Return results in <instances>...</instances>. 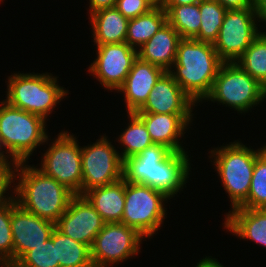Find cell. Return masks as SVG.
<instances>
[{"mask_svg": "<svg viewBox=\"0 0 266 267\" xmlns=\"http://www.w3.org/2000/svg\"><path fill=\"white\" fill-rule=\"evenodd\" d=\"M239 140L210 149V155L221 185L228 194L231 210L239 208L248 198L256 157L266 148L254 150ZM213 160V161H212Z\"/></svg>", "mask_w": 266, "mask_h": 267, "instance_id": "4", "label": "cell"}, {"mask_svg": "<svg viewBox=\"0 0 266 267\" xmlns=\"http://www.w3.org/2000/svg\"><path fill=\"white\" fill-rule=\"evenodd\" d=\"M19 162L15 173V200L23 209L56 223L74 194L38 166ZM27 164V165H26Z\"/></svg>", "mask_w": 266, "mask_h": 267, "instance_id": "3", "label": "cell"}, {"mask_svg": "<svg viewBox=\"0 0 266 267\" xmlns=\"http://www.w3.org/2000/svg\"><path fill=\"white\" fill-rule=\"evenodd\" d=\"M266 100V88L245 72L236 62H223L210 94L203 102L231 107L245 114Z\"/></svg>", "mask_w": 266, "mask_h": 267, "instance_id": "7", "label": "cell"}, {"mask_svg": "<svg viewBox=\"0 0 266 267\" xmlns=\"http://www.w3.org/2000/svg\"><path fill=\"white\" fill-rule=\"evenodd\" d=\"M129 122L121 134L117 137V142L122 147L119 155L122 161L136 156L141 153L145 148L151 146L153 143L149 132L146 129L144 122L134 113H127Z\"/></svg>", "mask_w": 266, "mask_h": 267, "instance_id": "25", "label": "cell"}, {"mask_svg": "<svg viewBox=\"0 0 266 267\" xmlns=\"http://www.w3.org/2000/svg\"><path fill=\"white\" fill-rule=\"evenodd\" d=\"M116 0H89V15L92 13L104 9V8H112L115 7Z\"/></svg>", "mask_w": 266, "mask_h": 267, "instance_id": "35", "label": "cell"}, {"mask_svg": "<svg viewBox=\"0 0 266 267\" xmlns=\"http://www.w3.org/2000/svg\"><path fill=\"white\" fill-rule=\"evenodd\" d=\"M148 1L153 7H163L165 0H146Z\"/></svg>", "mask_w": 266, "mask_h": 267, "instance_id": "41", "label": "cell"}, {"mask_svg": "<svg viewBox=\"0 0 266 267\" xmlns=\"http://www.w3.org/2000/svg\"><path fill=\"white\" fill-rule=\"evenodd\" d=\"M260 33L255 8L226 10L213 46L223 62H235Z\"/></svg>", "mask_w": 266, "mask_h": 267, "instance_id": "12", "label": "cell"}, {"mask_svg": "<svg viewBox=\"0 0 266 267\" xmlns=\"http://www.w3.org/2000/svg\"><path fill=\"white\" fill-rule=\"evenodd\" d=\"M226 10L255 8L254 0H215Z\"/></svg>", "mask_w": 266, "mask_h": 267, "instance_id": "34", "label": "cell"}, {"mask_svg": "<svg viewBox=\"0 0 266 267\" xmlns=\"http://www.w3.org/2000/svg\"><path fill=\"white\" fill-rule=\"evenodd\" d=\"M167 22L180 34L181 38L193 39L200 30L201 16L199 4L164 5Z\"/></svg>", "mask_w": 266, "mask_h": 267, "instance_id": "26", "label": "cell"}, {"mask_svg": "<svg viewBox=\"0 0 266 267\" xmlns=\"http://www.w3.org/2000/svg\"><path fill=\"white\" fill-rule=\"evenodd\" d=\"M105 222L84 195H74L67 210L56 222V228L64 235L90 248Z\"/></svg>", "mask_w": 266, "mask_h": 267, "instance_id": "14", "label": "cell"}, {"mask_svg": "<svg viewBox=\"0 0 266 267\" xmlns=\"http://www.w3.org/2000/svg\"><path fill=\"white\" fill-rule=\"evenodd\" d=\"M235 62L266 88V31L260 33Z\"/></svg>", "mask_w": 266, "mask_h": 267, "instance_id": "27", "label": "cell"}, {"mask_svg": "<svg viewBox=\"0 0 266 267\" xmlns=\"http://www.w3.org/2000/svg\"><path fill=\"white\" fill-rule=\"evenodd\" d=\"M137 57V50L126 42L98 45L96 58L89 65L88 72L104 89L117 92Z\"/></svg>", "mask_w": 266, "mask_h": 267, "instance_id": "13", "label": "cell"}, {"mask_svg": "<svg viewBox=\"0 0 266 267\" xmlns=\"http://www.w3.org/2000/svg\"><path fill=\"white\" fill-rule=\"evenodd\" d=\"M46 127L43 117L0 101V138L18 163L28 162L37 147L48 144Z\"/></svg>", "mask_w": 266, "mask_h": 267, "instance_id": "6", "label": "cell"}, {"mask_svg": "<svg viewBox=\"0 0 266 267\" xmlns=\"http://www.w3.org/2000/svg\"><path fill=\"white\" fill-rule=\"evenodd\" d=\"M17 204L15 198L0 203V259L13 260V236L11 210Z\"/></svg>", "mask_w": 266, "mask_h": 267, "instance_id": "31", "label": "cell"}, {"mask_svg": "<svg viewBox=\"0 0 266 267\" xmlns=\"http://www.w3.org/2000/svg\"><path fill=\"white\" fill-rule=\"evenodd\" d=\"M195 101L166 71L156 82L145 104L134 113L194 114Z\"/></svg>", "mask_w": 266, "mask_h": 267, "instance_id": "16", "label": "cell"}, {"mask_svg": "<svg viewBox=\"0 0 266 267\" xmlns=\"http://www.w3.org/2000/svg\"><path fill=\"white\" fill-rule=\"evenodd\" d=\"M164 193L139 183L125 180V203L121 223L134 228L140 235L151 239L158 233L167 215ZM157 232V233H156Z\"/></svg>", "mask_w": 266, "mask_h": 267, "instance_id": "8", "label": "cell"}, {"mask_svg": "<svg viewBox=\"0 0 266 267\" xmlns=\"http://www.w3.org/2000/svg\"><path fill=\"white\" fill-rule=\"evenodd\" d=\"M194 267H226L222 265L216 258L212 256H205L199 260Z\"/></svg>", "mask_w": 266, "mask_h": 267, "instance_id": "37", "label": "cell"}, {"mask_svg": "<svg viewBox=\"0 0 266 267\" xmlns=\"http://www.w3.org/2000/svg\"><path fill=\"white\" fill-rule=\"evenodd\" d=\"M254 7L258 27L261 25L260 22L266 25V0H254Z\"/></svg>", "mask_w": 266, "mask_h": 267, "instance_id": "36", "label": "cell"}, {"mask_svg": "<svg viewBox=\"0 0 266 267\" xmlns=\"http://www.w3.org/2000/svg\"><path fill=\"white\" fill-rule=\"evenodd\" d=\"M0 162H17L5 148L1 138H0Z\"/></svg>", "mask_w": 266, "mask_h": 267, "instance_id": "38", "label": "cell"}, {"mask_svg": "<svg viewBox=\"0 0 266 267\" xmlns=\"http://www.w3.org/2000/svg\"><path fill=\"white\" fill-rule=\"evenodd\" d=\"M223 227L240 240H251L266 248V208H236L225 214Z\"/></svg>", "mask_w": 266, "mask_h": 267, "instance_id": "19", "label": "cell"}, {"mask_svg": "<svg viewBox=\"0 0 266 267\" xmlns=\"http://www.w3.org/2000/svg\"><path fill=\"white\" fill-rule=\"evenodd\" d=\"M0 267H18V264L14 260H1L0 259Z\"/></svg>", "mask_w": 266, "mask_h": 267, "instance_id": "40", "label": "cell"}, {"mask_svg": "<svg viewBox=\"0 0 266 267\" xmlns=\"http://www.w3.org/2000/svg\"><path fill=\"white\" fill-rule=\"evenodd\" d=\"M7 88L4 99L10 105L43 117L48 116L64 98L69 90L59 86L57 76L45 73H11L6 79ZM48 118V119H47Z\"/></svg>", "mask_w": 266, "mask_h": 267, "instance_id": "5", "label": "cell"}, {"mask_svg": "<svg viewBox=\"0 0 266 267\" xmlns=\"http://www.w3.org/2000/svg\"><path fill=\"white\" fill-rule=\"evenodd\" d=\"M203 0H165L164 5H192L199 4Z\"/></svg>", "mask_w": 266, "mask_h": 267, "instance_id": "39", "label": "cell"}, {"mask_svg": "<svg viewBox=\"0 0 266 267\" xmlns=\"http://www.w3.org/2000/svg\"><path fill=\"white\" fill-rule=\"evenodd\" d=\"M84 196L101 215L105 223L121 222L125 203V179L111 184L96 187L87 191Z\"/></svg>", "mask_w": 266, "mask_h": 267, "instance_id": "21", "label": "cell"}, {"mask_svg": "<svg viewBox=\"0 0 266 267\" xmlns=\"http://www.w3.org/2000/svg\"><path fill=\"white\" fill-rule=\"evenodd\" d=\"M18 267H59L51 238L25 252L17 261Z\"/></svg>", "mask_w": 266, "mask_h": 267, "instance_id": "30", "label": "cell"}, {"mask_svg": "<svg viewBox=\"0 0 266 267\" xmlns=\"http://www.w3.org/2000/svg\"><path fill=\"white\" fill-rule=\"evenodd\" d=\"M89 20L94 46L125 42L129 19L115 7L100 9Z\"/></svg>", "mask_w": 266, "mask_h": 267, "instance_id": "22", "label": "cell"}, {"mask_svg": "<svg viewBox=\"0 0 266 267\" xmlns=\"http://www.w3.org/2000/svg\"><path fill=\"white\" fill-rule=\"evenodd\" d=\"M166 71L137 57L123 85L117 93H123L127 113L138 111L147 101L156 82Z\"/></svg>", "mask_w": 266, "mask_h": 267, "instance_id": "18", "label": "cell"}, {"mask_svg": "<svg viewBox=\"0 0 266 267\" xmlns=\"http://www.w3.org/2000/svg\"><path fill=\"white\" fill-rule=\"evenodd\" d=\"M223 61L213 44L182 38L172 68L168 71L179 86L195 101L203 104L210 94Z\"/></svg>", "mask_w": 266, "mask_h": 267, "instance_id": "2", "label": "cell"}, {"mask_svg": "<svg viewBox=\"0 0 266 267\" xmlns=\"http://www.w3.org/2000/svg\"><path fill=\"white\" fill-rule=\"evenodd\" d=\"M239 208H266V148L256 157L248 198Z\"/></svg>", "mask_w": 266, "mask_h": 267, "instance_id": "29", "label": "cell"}, {"mask_svg": "<svg viewBox=\"0 0 266 267\" xmlns=\"http://www.w3.org/2000/svg\"><path fill=\"white\" fill-rule=\"evenodd\" d=\"M199 10L201 16L200 30L193 39L214 44L223 23L226 9L215 0H203L199 3Z\"/></svg>", "mask_w": 266, "mask_h": 267, "instance_id": "28", "label": "cell"}, {"mask_svg": "<svg viewBox=\"0 0 266 267\" xmlns=\"http://www.w3.org/2000/svg\"><path fill=\"white\" fill-rule=\"evenodd\" d=\"M144 237L121 222L105 223L91 246L94 267H113L141 252Z\"/></svg>", "mask_w": 266, "mask_h": 267, "instance_id": "11", "label": "cell"}, {"mask_svg": "<svg viewBox=\"0 0 266 267\" xmlns=\"http://www.w3.org/2000/svg\"><path fill=\"white\" fill-rule=\"evenodd\" d=\"M56 223L40 218L16 204L11 210V233L13 236V260L41 245L49 238Z\"/></svg>", "mask_w": 266, "mask_h": 267, "instance_id": "15", "label": "cell"}, {"mask_svg": "<svg viewBox=\"0 0 266 267\" xmlns=\"http://www.w3.org/2000/svg\"><path fill=\"white\" fill-rule=\"evenodd\" d=\"M52 241L59 267H94L88 245L64 235L56 227L52 233Z\"/></svg>", "mask_w": 266, "mask_h": 267, "instance_id": "24", "label": "cell"}, {"mask_svg": "<svg viewBox=\"0 0 266 267\" xmlns=\"http://www.w3.org/2000/svg\"><path fill=\"white\" fill-rule=\"evenodd\" d=\"M17 165L18 162H0V203L14 198ZM9 189L12 192L10 195Z\"/></svg>", "mask_w": 266, "mask_h": 267, "instance_id": "32", "label": "cell"}, {"mask_svg": "<svg viewBox=\"0 0 266 267\" xmlns=\"http://www.w3.org/2000/svg\"><path fill=\"white\" fill-rule=\"evenodd\" d=\"M115 8L124 17L132 19L149 12L154 7L146 0H116Z\"/></svg>", "mask_w": 266, "mask_h": 267, "instance_id": "33", "label": "cell"}, {"mask_svg": "<svg viewBox=\"0 0 266 267\" xmlns=\"http://www.w3.org/2000/svg\"><path fill=\"white\" fill-rule=\"evenodd\" d=\"M180 34L166 22L143 46L137 50L138 57L169 71L176 59Z\"/></svg>", "mask_w": 266, "mask_h": 267, "instance_id": "20", "label": "cell"}, {"mask_svg": "<svg viewBox=\"0 0 266 267\" xmlns=\"http://www.w3.org/2000/svg\"><path fill=\"white\" fill-rule=\"evenodd\" d=\"M145 124L154 144L166 146L172 152H188L182 138L195 114L135 113ZM182 140V141H181Z\"/></svg>", "mask_w": 266, "mask_h": 267, "instance_id": "17", "label": "cell"}, {"mask_svg": "<svg viewBox=\"0 0 266 267\" xmlns=\"http://www.w3.org/2000/svg\"><path fill=\"white\" fill-rule=\"evenodd\" d=\"M167 22L163 7H154L149 12L129 19L125 42L138 50Z\"/></svg>", "mask_w": 266, "mask_h": 267, "instance_id": "23", "label": "cell"}, {"mask_svg": "<svg viewBox=\"0 0 266 267\" xmlns=\"http://www.w3.org/2000/svg\"><path fill=\"white\" fill-rule=\"evenodd\" d=\"M52 140L41 156L38 169L61 183L74 195H81V146L76 136L63 130Z\"/></svg>", "mask_w": 266, "mask_h": 267, "instance_id": "9", "label": "cell"}, {"mask_svg": "<svg viewBox=\"0 0 266 267\" xmlns=\"http://www.w3.org/2000/svg\"><path fill=\"white\" fill-rule=\"evenodd\" d=\"M119 152L106 134L100 135L94 143L81 146V195L123 178V161Z\"/></svg>", "mask_w": 266, "mask_h": 267, "instance_id": "10", "label": "cell"}, {"mask_svg": "<svg viewBox=\"0 0 266 267\" xmlns=\"http://www.w3.org/2000/svg\"><path fill=\"white\" fill-rule=\"evenodd\" d=\"M190 158L188 152H172L164 145L152 144L123 161V178L148 185L172 199L187 187Z\"/></svg>", "mask_w": 266, "mask_h": 267, "instance_id": "1", "label": "cell"}]
</instances>
